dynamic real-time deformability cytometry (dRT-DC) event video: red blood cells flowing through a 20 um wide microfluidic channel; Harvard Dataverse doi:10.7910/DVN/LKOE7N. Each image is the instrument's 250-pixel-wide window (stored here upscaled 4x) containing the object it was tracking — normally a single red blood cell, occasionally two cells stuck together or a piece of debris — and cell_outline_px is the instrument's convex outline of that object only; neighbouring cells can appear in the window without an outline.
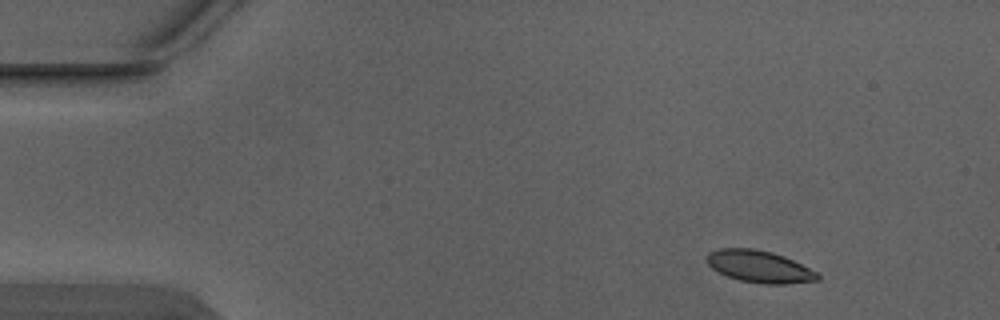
{"species": "Egyptian fruit bat (a non-hibernating species)", "species_latin": "Rousettus aegyptiacus", "temperature_condition": "warm", "stored_images_in_passage": 4, "camera_frame_rate_fps": 3000, "um_per_image_px": 0.085, "animal": {"sex": "male"}, "frame": {"image": 1, "passage_image": 1, "time_ms": 0.0, "image_size_px": [1000, 320], "cell_outline_px": [[820, 280], [784, 284], [764, 284], [740, 280], [728, 276], [712, 268], [704, 260], [704, 256], [708, 252], [720, 248], [752, 248], [772, 252], [784, 256], [816, 272], [820, 276]], "centroid_in_image_um": [64.5, 22.65], "position_along_channel_um": 20.5, "area_um2": 20.63}}